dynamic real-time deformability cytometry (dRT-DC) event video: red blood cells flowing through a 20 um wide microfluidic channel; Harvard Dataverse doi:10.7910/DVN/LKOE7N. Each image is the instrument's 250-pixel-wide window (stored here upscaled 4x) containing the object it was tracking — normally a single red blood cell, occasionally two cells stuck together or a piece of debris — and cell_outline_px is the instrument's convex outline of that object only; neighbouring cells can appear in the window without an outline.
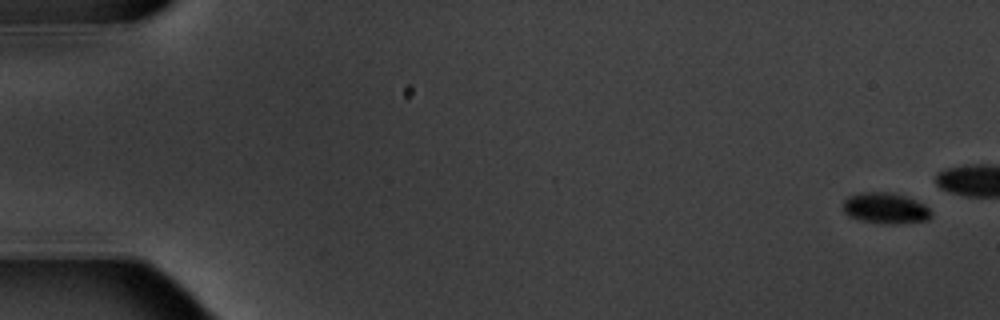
{"species": "common noctule bat (a hibernating species)", "species_latin": "Nyctalus noctula", "temperature_condition": "warm", "stored_images_in_passage": 5, "camera_frame_rate_fps": 3000, "um_per_image_px": 0.085, "animal": {"sex": "male", "body_mass_g": 20.1, "forearm_length_mm": 53.5}, "frame": {"image": 1, "passage_image": 1, "time_ms": 0.0, "image_size_px": [1000, 320], "cell_outline_px": [[932, 216], [928, 220], [892, 224], [884, 224], [860, 220], [848, 216], [844, 212], [844, 200], [848, 196], [860, 192], [892, 192], [916, 200], [924, 204], [932, 212]], "centroid_in_image_um": [75.26, 17.69], "position_along_channel_um": 9.7, "area_um2": 15.95}}